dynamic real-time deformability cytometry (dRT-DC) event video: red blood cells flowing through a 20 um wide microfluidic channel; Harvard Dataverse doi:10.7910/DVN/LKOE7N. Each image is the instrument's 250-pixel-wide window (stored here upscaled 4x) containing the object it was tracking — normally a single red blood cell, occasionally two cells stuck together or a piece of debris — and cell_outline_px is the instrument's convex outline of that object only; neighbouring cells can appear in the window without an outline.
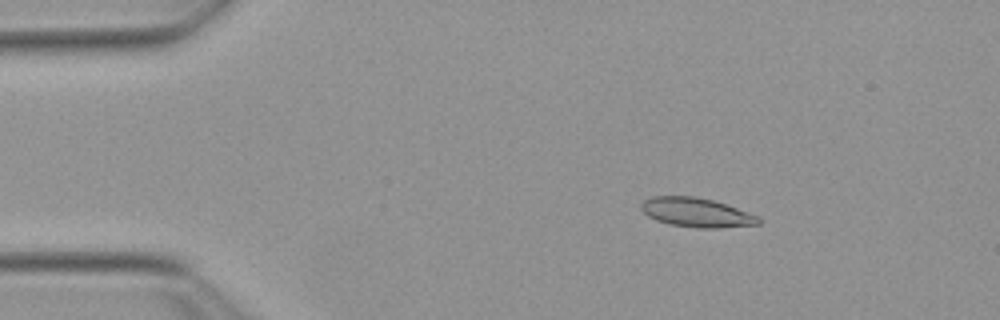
{"species": "Egyptian fruit bat (a non-hibernating species)", "species_latin": "Rousettus aegyptiacus", "temperature_condition": "warm", "stored_images_in_passage": 53, "camera_frame_rate_fps": 3000, "um_per_image_px": 0.085, "animal": {"sex": "female"}, "frame": {"image": 1, "passage_image": 9, "time_ms": 2.667, "image_size_px": [1000, 320], "cell_outline_px": [[760, 224], [720, 228], [696, 228], [668, 224], [656, 220], [648, 216], [640, 208], [640, 204], [644, 200], [652, 196], [696, 196], [712, 200], [760, 216]], "centroid_in_image_um": [59.18, 18.06], "position_along_channel_um": 25.8, "area_um2": 20.06}}
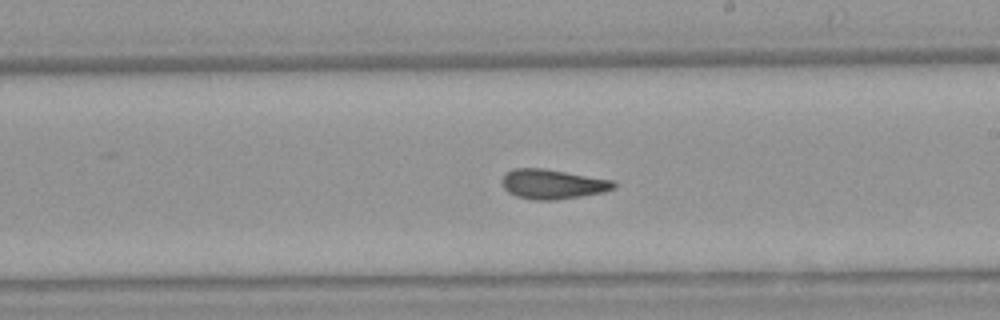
{"frame": {"image": 2, "passage_image": 31, "time_ms": 10.0, "image_size_px": [1000, 320], "cell_outline_px": [[616, 188], [604, 192], [556, 200], [536, 200], [516, 196], [508, 192], [504, 188], [504, 172], [512, 168], [544, 168], [616, 180]], "centroid_in_image_um": [47.02, 15.64], "position_along_channel_um": 242.0, "area_um2": 19.48}}
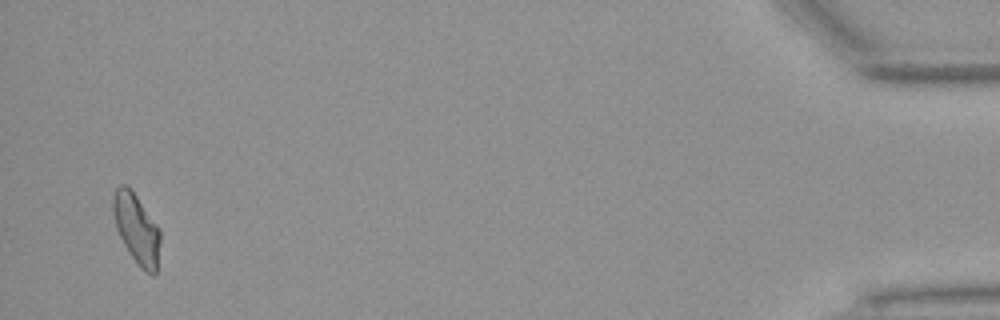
{"frame": {"image": 3, "passage_image": 52, "time_ms": 17.0, "image_size_px": [1000, 320], "cell_outline_px": [[160, 240], [156, 272], [152, 276], [144, 272], [132, 256], [124, 244], [116, 228], [112, 208], [112, 200], [116, 188], [120, 184], [124, 184], [136, 196], [160, 228]], "centroid_in_image_um": [11.61, 19.46], "position_along_channel_um": 423.6, "area_um2": 18.9}, "authors_computed_cell_mechanics": {"area_um2": 19.1896, "velocity_mm_per_s": 3.8428, "shape_relaxation_time_tau1_ms": null, "shape_relaxation_time_tau2_ms": 2.5932, "deformation_change_tau1": null, "deformation_change_tau2": 0.0935}}